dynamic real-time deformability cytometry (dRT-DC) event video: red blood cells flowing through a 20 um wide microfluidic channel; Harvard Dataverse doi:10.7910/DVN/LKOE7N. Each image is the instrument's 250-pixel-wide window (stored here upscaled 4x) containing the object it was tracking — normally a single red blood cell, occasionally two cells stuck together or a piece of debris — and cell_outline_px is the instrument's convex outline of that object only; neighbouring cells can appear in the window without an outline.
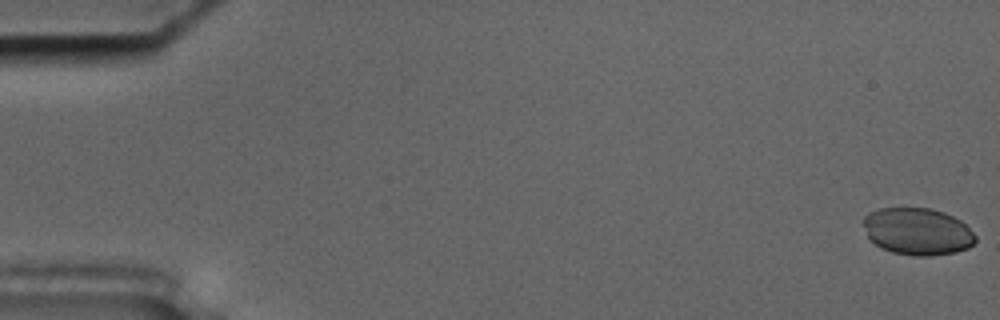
{"species": "common noctule bat (a hibernating species)", "species_latin": "Nyctalus noctula", "temperature_condition": "cold", "stored_images_in_passage": 56, "camera_frame_rate_fps": 3000, "um_per_image_px": 0.085, "animal": {"sex": "male", "body_mass_g": 17.5, "forearm_length_mm": 52.3}, "frame": {"image": 1, "passage_image": 1, "time_ms": 0.0, "image_size_px": [1000, 320], "cell_outline_px": [[976, 240], [968, 248], [956, 252], [928, 256], [916, 256], [892, 252], [880, 248], [868, 236], [864, 224], [864, 216], [868, 212], [876, 208], [932, 208], [944, 212], [960, 220], [976, 236]], "centroid_in_image_um": [77.98, 19.67], "position_along_channel_um": 7.0, "area_um2": 30.69}}
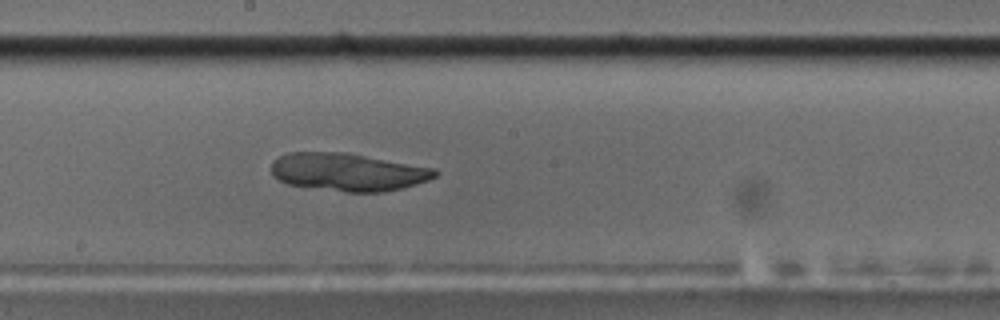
{"frame": {"image": 2, "passage_image": 31, "time_ms": 10.0, "image_size_px": [1000, 320], "cell_outline_px": [[440, 172], [436, 176], [428, 180], [404, 188], [384, 192], [348, 192], [288, 184], [272, 176], [272, 160], [288, 152], [348, 152], [436, 168]], "centroid_in_image_um": [29.61, 14.61], "position_along_channel_um": 218.6, "area_um2": 36.36}}
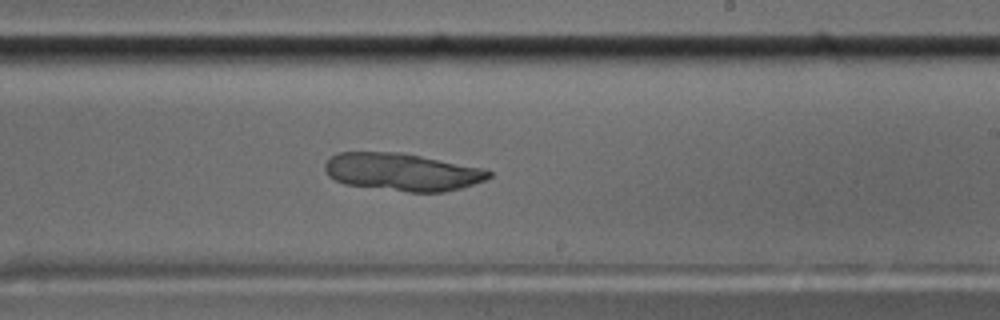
{"frame": {"image": 3, "passage_image": 34, "time_ms": 11.0, "image_size_px": [1000, 320], "cell_outline_px": [[492, 176], [484, 180], [460, 188], [444, 192], [408, 192], [344, 184], [328, 176], [324, 168], [324, 164], [336, 152], [404, 152], [484, 168], [492, 172]], "centroid_in_image_um": [34.19, 14.61], "position_along_channel_um": 254.8, "area_um2": 36.13}}